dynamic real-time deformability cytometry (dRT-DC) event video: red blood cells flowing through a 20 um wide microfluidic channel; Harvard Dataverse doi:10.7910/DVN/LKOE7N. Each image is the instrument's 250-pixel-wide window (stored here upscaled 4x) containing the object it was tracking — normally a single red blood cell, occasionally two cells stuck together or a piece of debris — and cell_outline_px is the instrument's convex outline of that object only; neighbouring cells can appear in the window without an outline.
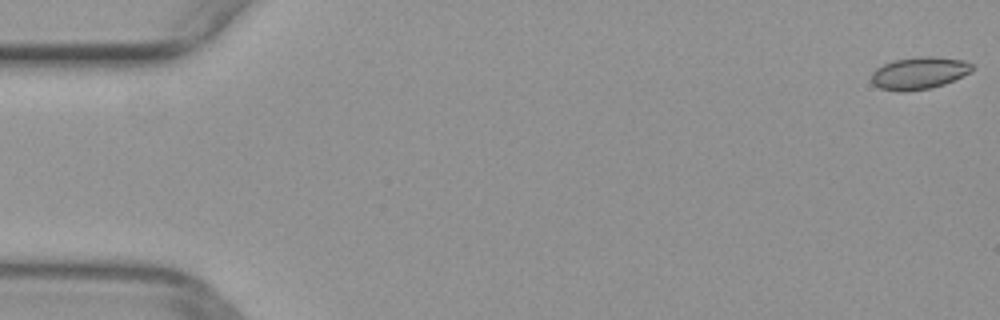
{"species": "common noctule bat (a hibernating species)", "species_latin": "Nyctalus noctula", "temperature_condition": "warm", "stored_images_in_passage": 9, "camera_frame_rate_fps": 3000, "um_per_image_px": 0.085, "animal": {"sex": "female", "body_mass_g": 29.2, "forearm_length_mm": 56.3}, "frame": {"image": 1, "passage_image": 1, "time_ms": 0.0, "image_size_px": [1000, 320], "cell_outline_px": [[972, 72], [944, 84], [932, 88], [904, 92], [896, 92], [880, 88], [872, 84], [872, 72], [876, 68], [892, 60], [920, 56], [932, 56], [964, 60], [972, 64]], "centroid_in_image_um": [78.11, 6.22], "position_along_channel_um": 6.9, "area_um2": 19.13}}